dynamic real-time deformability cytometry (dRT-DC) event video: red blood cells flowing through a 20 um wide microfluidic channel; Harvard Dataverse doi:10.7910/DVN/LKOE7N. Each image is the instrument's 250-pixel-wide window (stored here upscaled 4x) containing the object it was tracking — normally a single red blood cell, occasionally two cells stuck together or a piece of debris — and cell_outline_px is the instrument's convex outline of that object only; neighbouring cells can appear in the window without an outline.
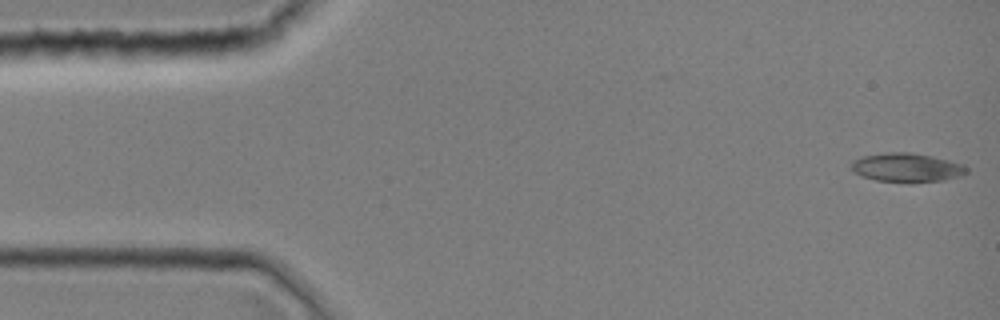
{"species": "common noctule bat (a hibernating species)", "species_latin": "Nyctalus noctula", "temperature_condition": "room temperature", "stored_images_in_passage": 1, "camera_frame_rate_fps": 3000, "um_per_image_px": 0.085, "animal": {"sex": "female", "body_mass_g": 19.0, "forearm_length_mm": 51.5}, "frame": {"image": 1, "passage_image": 1, "time_ms": 0.0, "image_size_px": [1000, 320], "cell_outline_px": [[968, 172], [960, 176], [944, 180], [908, 184], [876, 180], [860, 176], [852, 168], [852, 160], [864, 156], [888, 152], [912, 152], [932, 156], [948, 160], [960, 164], [968, 168]], "centroid_in_image_um": [77.08, 14.26], "position_along_channel_um": 7.9, "area_um2": 19.65}}